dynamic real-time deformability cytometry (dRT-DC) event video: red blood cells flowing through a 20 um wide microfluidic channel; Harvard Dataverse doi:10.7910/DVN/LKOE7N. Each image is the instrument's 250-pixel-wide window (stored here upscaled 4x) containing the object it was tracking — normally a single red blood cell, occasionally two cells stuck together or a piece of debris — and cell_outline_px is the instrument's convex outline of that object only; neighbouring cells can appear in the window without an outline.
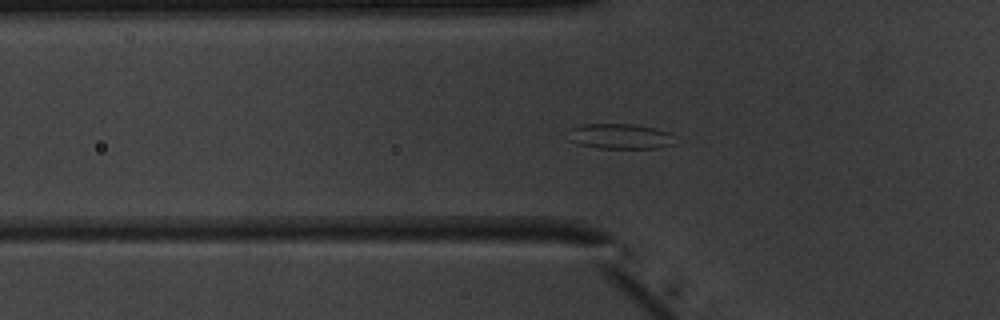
{"species": "common noctule bat (a hibernating species)", "species_latin": "Nyctalus noctula", "temperature_condition": "warm", "stored_images_in_passage": 51, "segment_of_instrument_passage": [1, 2], "camera_frame_rate_fps": 3000, "um_per_image_px": 0.085, "animal": {"sex": "male", "body_mass_g": 20.1, "forearm_length_mm": 53.5}, "frame": {"image": 1, "passage_image": 16, "time_ms": 5.0, "image_size_px": [1000, 320], "cell_outline_px": [[676, 144], [656, 148], [600, 148], [580, 144], [568, 140], [572, 128], [580, 124], [632, 124], [656, 128], [672, 132]], "centroid_in_image_um": [52.78, 11.58], "position_along_channel_um": 73.0, "area_um2": 15.78}}
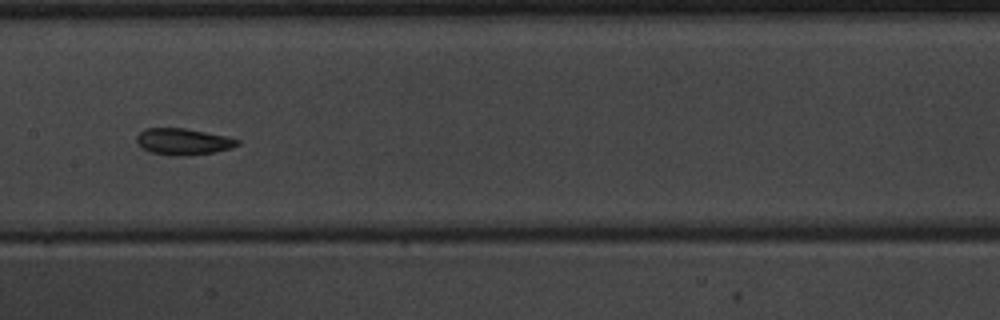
{"frame": {"image": 2, "passage_image": 25, "time_ms": 8.0, "image_size_px": [1000, 320], "cell_outline_px": [[240, 144], [232, 148], [216, 152], [180, 156], [176, 156], [152, 152], [140, 148], [136, 144], [136, 136], [144, 128], [184, 128], [228, 136], [240, 140]], "centroid_in_image_um": [15.57, 12.03], "position_along_channel_um": 191.8, "area_um2": 15.72}}
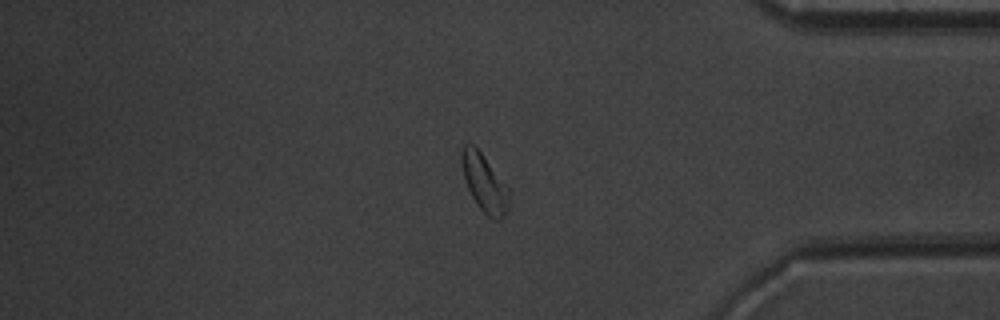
{"frame": {"image": 3, "passage_image": 42, "time_ms": 13.667, "image_size_px": [1000, 320], "cell_outline_px": [[508, 212], [500, 220], [496, 220], [488, 216], [476, 204], [468, 188], [460, 164], [460, 152], [464, 144], [472, 144], [480, 152], [508, 184]], "centroid_in_image_um": [41.18, 15.55], "position_along_channel_um": 394.0, "area_um2": 16.01}}